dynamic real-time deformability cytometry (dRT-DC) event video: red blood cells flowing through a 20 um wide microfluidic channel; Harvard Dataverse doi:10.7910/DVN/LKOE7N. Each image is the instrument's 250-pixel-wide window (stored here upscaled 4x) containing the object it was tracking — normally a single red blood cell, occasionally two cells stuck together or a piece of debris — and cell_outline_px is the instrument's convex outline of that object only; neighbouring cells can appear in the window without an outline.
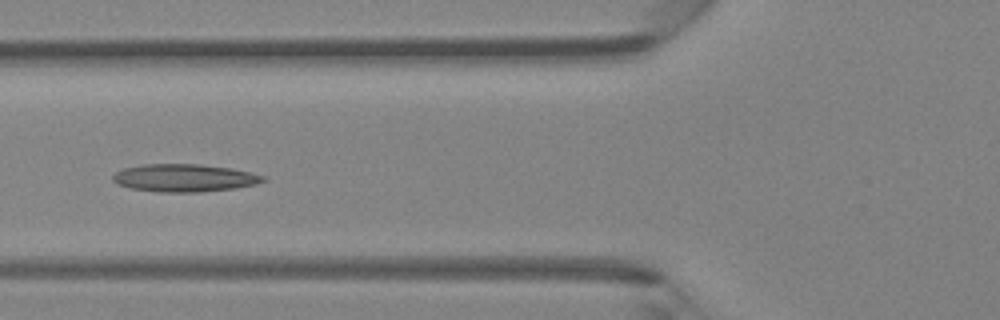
{"species": "Egyptian fruit bat (a non-hibernating species)", "species_latin": "Rousettus aegyptiacus", "temperature_condition": "room temperature", "stored_images_in_passage": 39, "camera_frame_rate_fps": 3000, "um_per_image_px": 0.085, "animal": {"sex": "female"}, "frame": {"image": 1, "passage_image": 10, "time_ms": 3.0, "image_size_px": [1000, 320], "cell_outline_px": [[268, 180], [256, 184], [236, 188], [200, 192], [160, 192], [132, 188], [116, 184], [112, 180], [112, 176], [116, 172], [124, 168], [140, 164], [200, 164], [232, 168], [252, 172], [264, 176]], "centroid_in_image_um": [15.69, 15.12], "position_along_channel_um": 110.1, "area_um2": 24.45}}
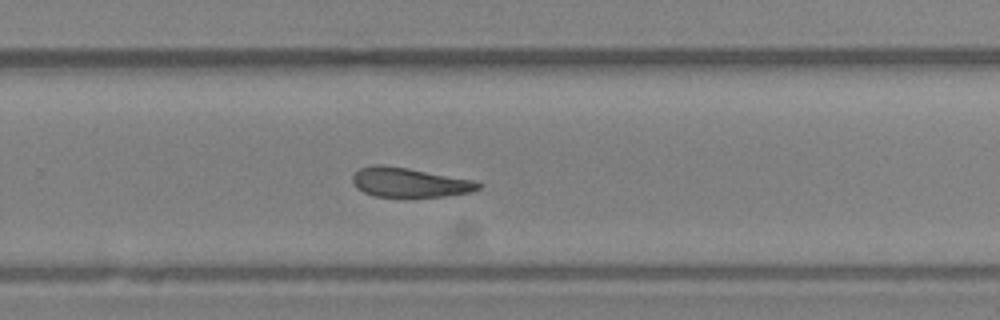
{"frame": {"image": 2, "passage_image": 23, "time_ms": 7.333, "image_size_px": [1000, 320], "cell_outline_px": [[484, 184], [480, 188], [472, 192], [444, 196], [376, 196], [364, 192], [356, 188], [352, 180], [352, 176], [360, 168], [376, 164], [384, 164], [408, 168], [476, 180]], "centroid_in_image_um": [34.84, 15.49], "position_along_channel_um": 295.0, "area_um2": 21.62}}
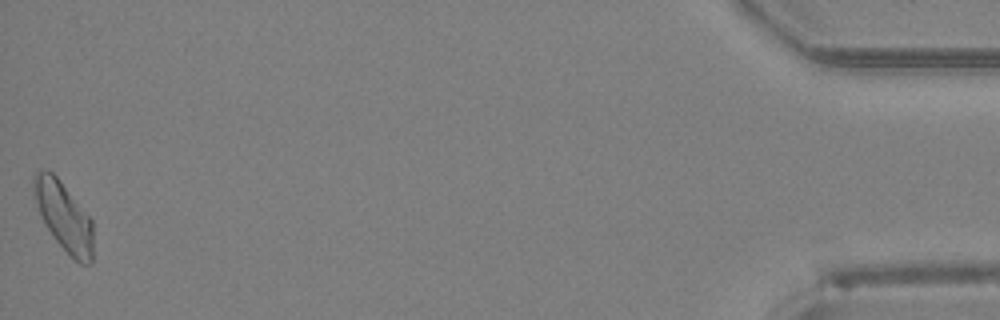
{"frame": {"image": 3, "passage_image": 39, "time_ms": 12.667, "image_size_px": [1000, 320], "cell_outline_px": [[92, 264], [80, 264], [56, 240], [44, 224], [40, 216], [32, 188], [32, 176], [36, 172], [44, 168], [52, 172], [60, 180], [92, 220]], "centroid_in_image_um": [5.39, 18.35], "position_along_channel_um": 429.8, "area_um2": 23.64}, "authors_computed_cell_mechanics": {"area_um2": 22.8888, "velocity_mm_per_s": 4.2843, "shape_relaxation_time_tau1_ms": 6.0559, "shape_relaxation_time_tau2_ms": 2.5231, "deformation_change_tau1": 0.1415, "deformation_change_tau2": 0.1052}}